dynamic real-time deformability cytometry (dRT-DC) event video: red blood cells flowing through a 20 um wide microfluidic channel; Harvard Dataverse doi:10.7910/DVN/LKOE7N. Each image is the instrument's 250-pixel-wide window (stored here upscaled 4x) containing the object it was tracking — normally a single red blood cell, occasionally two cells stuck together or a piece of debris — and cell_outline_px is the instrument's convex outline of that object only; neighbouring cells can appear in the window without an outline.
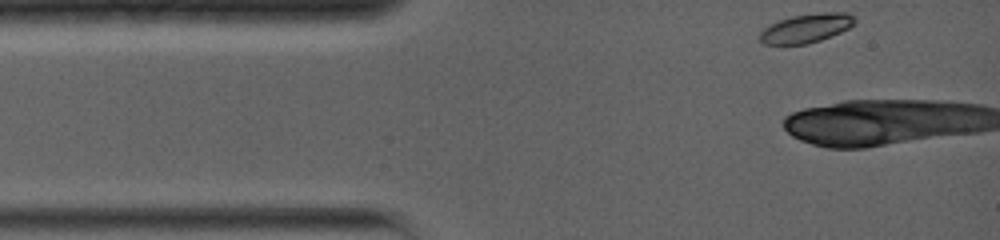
{"species": "common noctule bat (a hibernating species)", "species_latin": "Nyctalus noctula", "temperature_condition": "warm", "stored_images_in_passage": 9, "camera_frame_rate_fps": 5000, "um_per_image_px": 0.085, "animal": {"sex": "female", "body_mass_g": 19.0, "forearm_length_mm": 56.7}, "frame": {"image": 1, "passage_image": 1, "time_ms": 0.0, "image_size_px": [1000, 240], "cell_outline_px": [[856, 24], [840, 32], [820, 40], [808, 44], [764, 44], [760, 40], [760, 32], [764, 28], [776, 20], [792, 16], [820, 12], [848, 12], [856, 20]], "centroid_in_image_um": [68.53, 2.38], "position_along_channel_um": 16.5, "area_um2": 16.07}}